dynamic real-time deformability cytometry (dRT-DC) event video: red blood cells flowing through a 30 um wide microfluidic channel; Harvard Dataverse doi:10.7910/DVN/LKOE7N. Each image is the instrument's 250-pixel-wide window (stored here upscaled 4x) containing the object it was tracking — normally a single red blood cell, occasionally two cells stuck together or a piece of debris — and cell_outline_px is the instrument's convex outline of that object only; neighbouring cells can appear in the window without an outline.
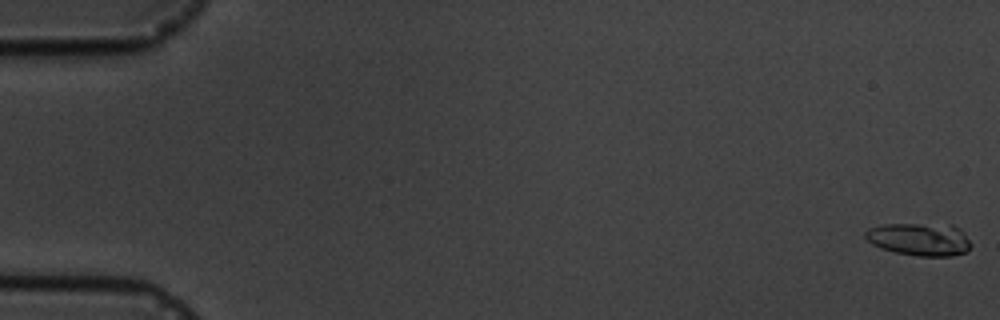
{"species": "common noctule bat (a hibernating species)", "species_latin": "Nyctalus noctula", "temperature_condition": "cold", "stored_images_in_passage": 16, "camera_frame_rate_fps": 3000, "um_per_image_px": 0.085, "animal": {"sex": "male", "body_mass_g": 19.5, "forearm_length_mm": 54.6}, "frame": {"image": 1, "passage_image": 1, "time_ms": 0.0, "image_size_px": [1000, 320], "cell_outline_px": [[972, 244], [964, 252], [952, 256], [916, 256], [896, 252], [880, 248], [872, 244], [864, 236], [864, 232], [868, 228], [884, 224], [952, 224], [960, 228], [964, 232]], "centroid_in_image_um": [78.17, 20.32], "position_along_channel_um": 6.8, "area_um2": 20.35}}
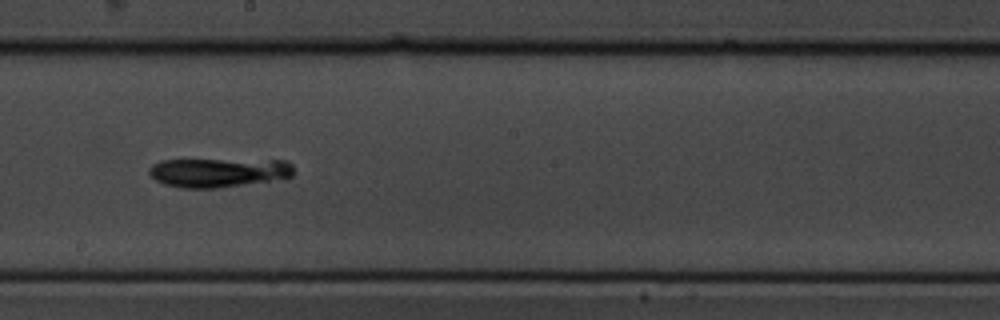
{"frame": {"image": 2, "passage_image": 10, "time_ms": 10.333, "image_size_px": [1000, 320], "cell_outline_px": [[292, 176], [284, 180], [216, 188], [180, 188], [164, 184], [156, 180], [148, 172], [148, 168], [152, 164], [160, 160], [288, 160], [292, 164]], "centroid_in_image_um": [18.62, 14.67], "position_along_channel_um": 229.6, "area_um2": 24.97}}
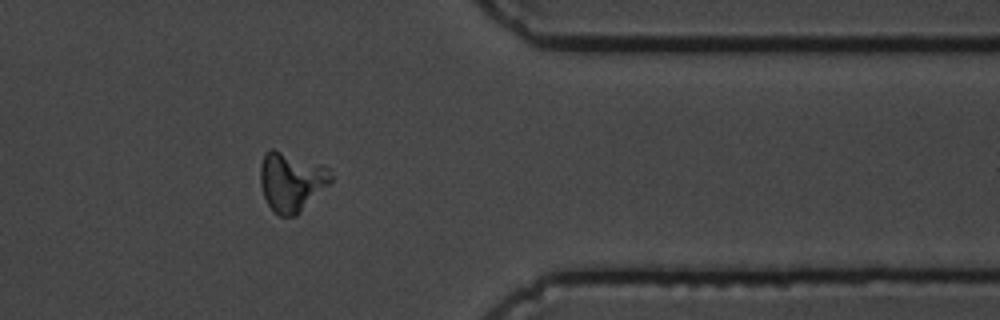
{"frame": {"image": 3, "passage_image": 14, "time_ms": 15.0, "image_size_px": [1000, 320], "cell_outline_px": [[332, 180], [296, 216], [280, 216], [272, 212], [264, 196], [260, 184], [260, 164], [264, 152], [272, 148], [324, 164], [328, 168], [332, 176]], "centroid_in_image_um": [24.74, 15.42], "position_along_channel_um": 386.7, "area_um2": 24.51}}